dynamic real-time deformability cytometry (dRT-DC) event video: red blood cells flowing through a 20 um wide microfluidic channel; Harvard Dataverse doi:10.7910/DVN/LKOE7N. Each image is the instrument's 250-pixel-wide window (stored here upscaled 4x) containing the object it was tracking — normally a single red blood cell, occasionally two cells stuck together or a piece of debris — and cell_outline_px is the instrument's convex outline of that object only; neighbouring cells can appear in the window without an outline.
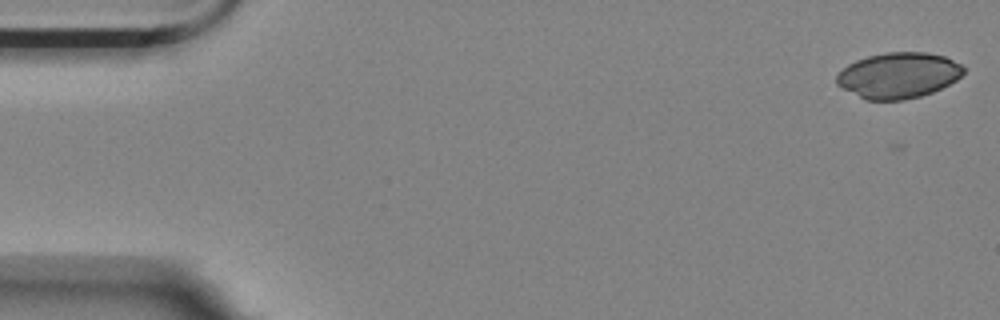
{"species": "Egyptian fruit bat (a non-hibernating species)", "species_latin": "Rousettus aegyptiacus", "temperature_condition": "room temperature", "stored_images_in_passage": 16, "camera_frame_rate_fps": 3000, "um_per_image_px": 0.085, "animal": {"sex": "female"}, "frame": {"image": 1, "passage_image": 1, "time_ms": 0.0, "image_size_px": [1000, 320], "cell_outline_px": [[964, 72], [956, 80], [932, 92], [920, 96], [904, 100], [864, 100], [836, 84], [836, 76], [848, 64], [856, 60], [868, 56], [888, 52], [928, 52], [944, 56], [960, 64], [964, 68]], "centroid_in_image_um": [76.35, 6.41], "position_along_channel_um": 8.7, "area_um2": 33.7}}